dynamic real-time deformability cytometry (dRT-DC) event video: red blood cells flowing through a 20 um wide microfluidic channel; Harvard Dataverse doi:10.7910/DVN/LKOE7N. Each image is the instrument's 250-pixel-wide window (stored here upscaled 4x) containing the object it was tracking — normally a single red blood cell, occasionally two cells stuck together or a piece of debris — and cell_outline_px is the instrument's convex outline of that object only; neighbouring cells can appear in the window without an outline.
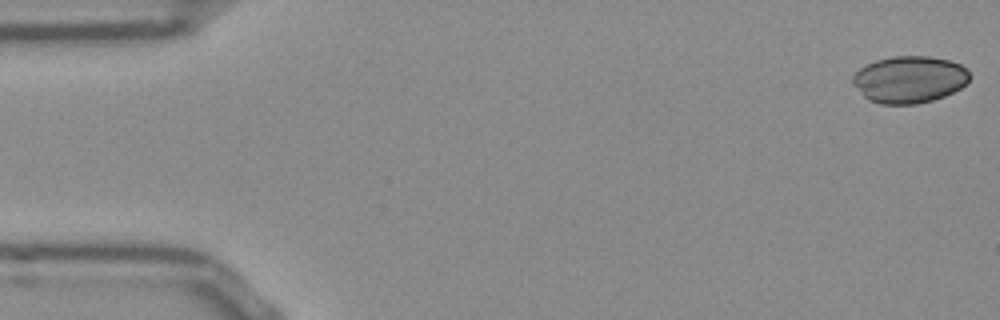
{"species": "Egyptian fruit bat (a non-hibernating species)", "species_latin": "Rousettus aegyptiacus", "temperature_condition": "room temperature", "stored_images_in_passage": 52, "camera_frame_rate_fps": 3000, "um_per_image_px": 0.085, "frame": {"image": 1, "passage_image": 1, "time_ms": 0.0, "image_size_px": [1000, 320], "cell_outline_px": [[972, 76], [960, 88], [944, 96], [932, 100], [916, 104], [880, 104], [868, 100], [852, 84], [852, 76], [860, 68], [876, 60], [892, 56], [928, 56], [948, 60], [960, 64]], "centroid_in_image_um": [77.27, 6.75], "position_along_channel_um": 7.7, "area_um2": 31.91}}
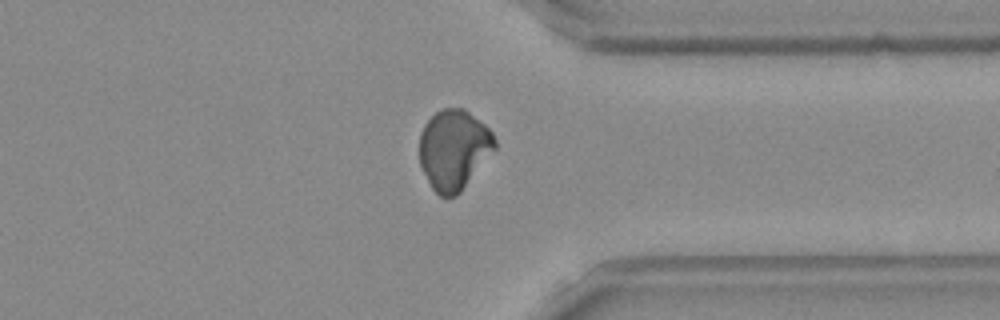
{"frame": {"image": 2, "passage_image": 40, "time_ms": 13.0, "image_size_px": [1000, 320], "cell_outline_px": [[496, 148], [460, 192], [456, 196], [440, 196], [432, 188], [420, 164], [420, 132], [424, 124], [436, 112], [444, 108], [464, 108], [484, 124], [492, 132], [496, 140]], "centroid_in_image_um": [38.58, 12.7], "position_along_channel_um": 372.8, "area_um2": 34.85}}
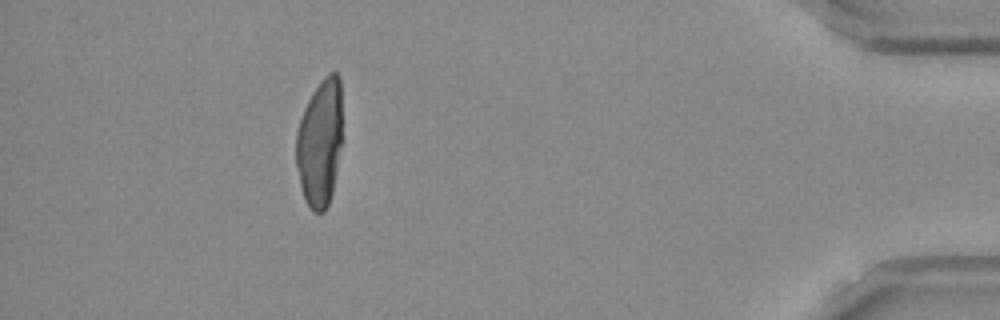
{"frame": {"image": 3, "passage_image": 47, "time_ms": 15.333, "image_size_px": [1000, 320], "cell_outline_px": [[340, 144], [336, 172], [332, 192], [328, 204], [324, 212], [312, 212], [304, 200], [300, 184], [296, 164], [296, 132], [304, 108], [312, 92], [324, 76], [328, 72], [336, 72], [340, 76]], "centroid_in_image_um": [27.16, 12.15], "position_along_channel_um": 408.0, "area_um2": 33.99}}